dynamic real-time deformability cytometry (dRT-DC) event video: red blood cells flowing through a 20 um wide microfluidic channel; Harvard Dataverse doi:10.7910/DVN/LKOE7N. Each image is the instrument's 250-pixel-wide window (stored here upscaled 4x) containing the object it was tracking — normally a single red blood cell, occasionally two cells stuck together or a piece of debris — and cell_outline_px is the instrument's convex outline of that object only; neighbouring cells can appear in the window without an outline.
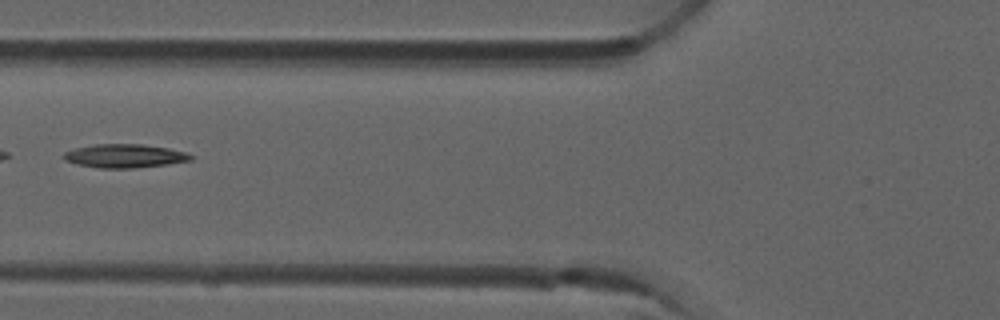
{"species": "common noctule bat (a hibernating species)", "species_latin": "Nyctalus noctula", "temperature_condition": "room temperature", "stored_images_in_passage": 6, "camera_frame_rate_fps": 3000, "um_per_image_px": 0.085, "animal": {"sex": "male", "forearm_length_mm": 52.5}, "frame": {"image": 1, "passage_image": 5, "time_ms": 1.333, "image_size_px": [1000, 320], "cell_outline_px": [[196, 156], [192, 160], [168, 164], [132, 168], [100, 168], [76, 164], [64, 160], [60, 156], [64, 152], [76, 148], [96, 144], [140, 144], [168, 148], [188, 152]], "centroid_in_image_um": [10.61, 13.25], "position_along_channel_um": 115.2, "area_um2": 17.63}}
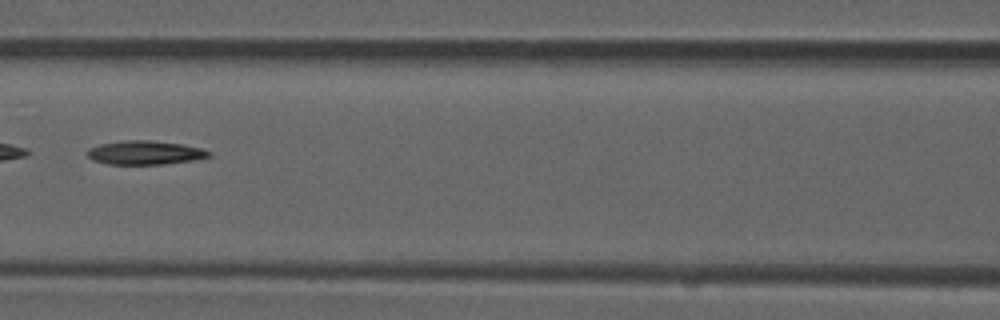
{"frame": {"image": 2, "passage_image": 6, "time_ms": 1.667, "image_size_px": [1000, 320], "cell_outline_px": [[212, 156], [196, 160], [164, 164], [108, 164], [92, 160], [88, 156], [88, 148], [100, 144], [124, 140], [148, 140], [184, 144], [200, 148], [212, 152]], "centroid_in_image_um": [12.36, 12.97], "position_along_channel_um": 154.2, "area_um2": 16.99}}